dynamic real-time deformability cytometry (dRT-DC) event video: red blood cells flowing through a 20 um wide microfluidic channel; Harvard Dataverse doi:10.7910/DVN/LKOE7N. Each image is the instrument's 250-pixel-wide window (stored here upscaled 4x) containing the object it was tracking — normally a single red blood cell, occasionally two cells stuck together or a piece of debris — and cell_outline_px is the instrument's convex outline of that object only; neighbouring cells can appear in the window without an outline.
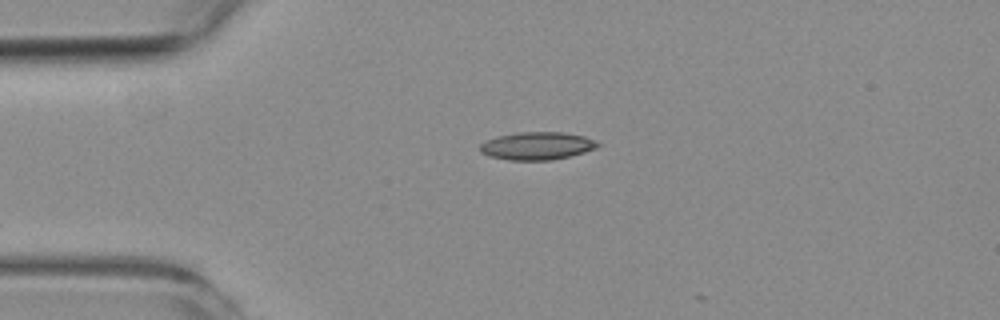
{"species": "common noctule bat (a hibernating species)", "species_latin": "Nyctalus noctula", "temperature_condition": "room temperature", "stored_images_in_passage": 4, "camera_frame_rate_fps": 3000, "um_per_image_px": 0.085, "animal": {"sex": "female", "body_mass_g": 19.3, "forearm_length_mm": 54.1}, "frame": {"image": 1, "passage_image": 3, "time_ms": 2.333, "image_size_px": [1000, 320], "cell_outline_px": [[600, 144], [596, 148], [584, 152], [552, 160], [508, 160], [488, 156], [480, 152], [480, 144], [488, 140], [500, 136], [520, 132], [560, 132], [584, 136]], "centroid_in_image_um": [45.63, 12.41], "position_along_channel_um": 39.4, "area_um2": 18.79}}